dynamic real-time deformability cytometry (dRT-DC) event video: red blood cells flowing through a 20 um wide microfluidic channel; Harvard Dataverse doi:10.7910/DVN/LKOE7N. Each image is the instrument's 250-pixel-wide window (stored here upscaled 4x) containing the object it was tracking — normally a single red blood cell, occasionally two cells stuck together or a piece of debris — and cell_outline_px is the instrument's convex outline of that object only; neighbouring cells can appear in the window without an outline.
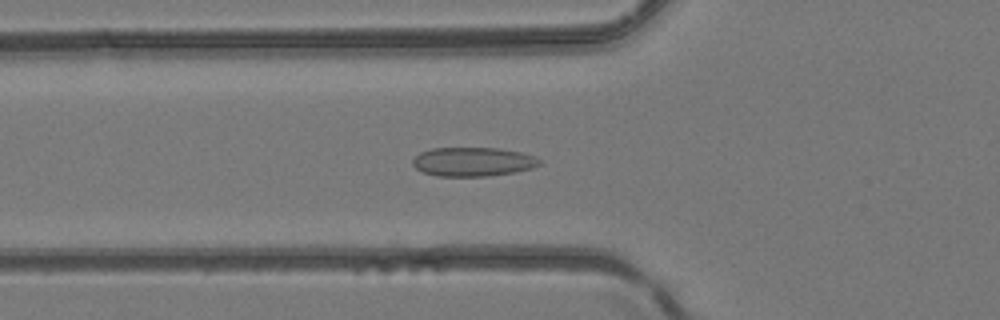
{"species": "common noctule bat (a hibernating species)", "species_latin": "Nyctalus noctula", "temperature_condition": "room temperature", "stored_images_in_passage": 46, "camera_frame_rate_fps": 3000, "um_per_image_px": 0.085, "animal": {"sex": "female", "body_mass_g": 24.6, "forearm_length_mm": 56.2}, "frame": {"image": 1, "passage_image": 16, "time_ms": 5.0, "image_size_px": [1000, 320], "cell_outline_px": [[540, 164], [532, 168], [512, 172], [488, 176], [436, 176], [424, 172], [416, 168], [412, 164], [412, 160], [420, 152], [432, 148], [500, 148], [520, 152], [532, 156], [540, 160]], "centroid_in_image_um": [40.16, 13.74], "position_along_channel_um": 85.6, "area_um2": 21.27}}
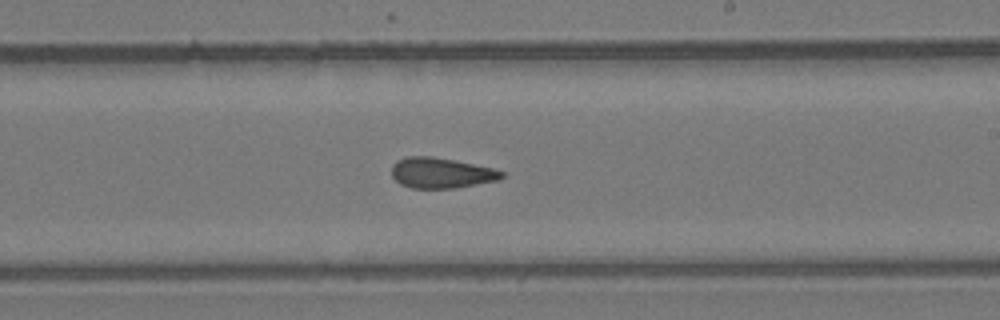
{"frame": {"image": 2, "passage_image": 27, "time_ms": 8.667, "image_size_px": [1000, 320], "cell_outline_px": [[504, 176], [496, 180], [456, 188], [412, 188], [400, 184], [392, 176], [392, 164], [396, 160], [408, 156], [432, 156], [492, 168], [504, 172]], "centroid_in_image_um": [37.45, 14.7], "position_along_channel_um": 251.6, "area_um2": 19.36}}
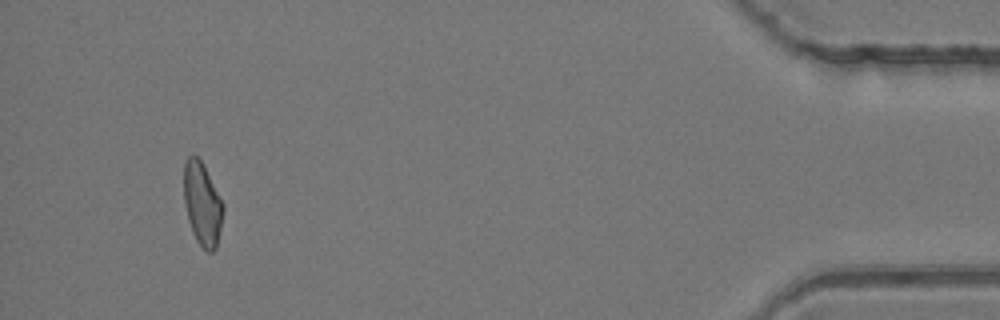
{"frame": {"image": 3, "passage_image": 43, "time_ms": 14.0, "image_size_px": [1000, 320], "cell_outline_px": [[224, 208], [216, 248], [212, 252], [208, 252], [196, 240], [192, 232], [188, 220], [184, 204], [184, 160], [188, 156], [196, 156], [200, 160], [224, 204]], "centroid_in_image_um": [17.18, 17.34], "position_along_channel_um": 418.0, "area_um2": 18.79}}